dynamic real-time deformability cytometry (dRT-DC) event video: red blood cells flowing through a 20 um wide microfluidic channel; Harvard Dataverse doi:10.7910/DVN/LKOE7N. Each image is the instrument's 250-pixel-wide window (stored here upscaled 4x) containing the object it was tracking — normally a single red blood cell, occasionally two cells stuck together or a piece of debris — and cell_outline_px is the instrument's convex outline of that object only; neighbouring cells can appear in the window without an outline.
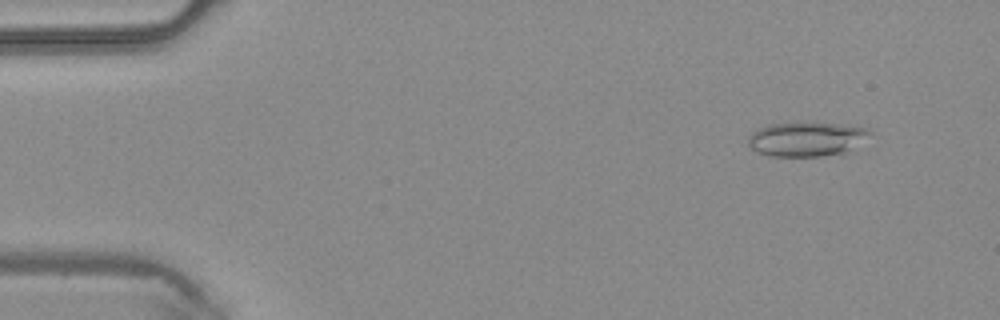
{"species": "common noctule bat (a hibernating species)", "species_latin": "Nyctalus noctula", "temperature_condition": "warm", "stored_images_in_passage": 13, "camera_frame_rate_fps": 3000, "um_per_image_px": 0.085, "animal": {"sex": "male", "body_mass_g": 20.4}, "frame": {"image": 1, "passage_image": 4, "time_ms": 1.0, "image_size_px": [1000, 320], "cell_outline_px": [[872, 132], [844, 152], [820, 156], [768, 156], [756, 152], [748, 144], [748, 136], [752, 132], [760, 128], [772, 124], [804, 120], [840, 124], [868, 128]], "centroid_in_image_um": [68.47, 11.78], "position_along_channel_um": 16.5, "area_um2": 24.45}}